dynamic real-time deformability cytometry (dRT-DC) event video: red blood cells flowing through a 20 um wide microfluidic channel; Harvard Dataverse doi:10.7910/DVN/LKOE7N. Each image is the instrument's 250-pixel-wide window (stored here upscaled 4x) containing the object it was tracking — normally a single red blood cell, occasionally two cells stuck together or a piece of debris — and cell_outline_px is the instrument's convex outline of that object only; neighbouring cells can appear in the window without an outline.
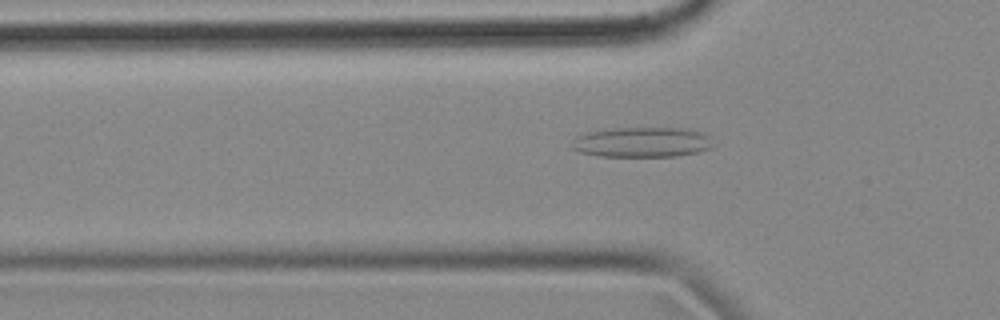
{"species": "common noctule bat (a hibernating species)", "species_latin": "Nyctalus noctula", "temperature_condition": "cold", "stored_images_in_passage": 47, "camera_frame_rate_fps": 3000, "um_per_image_px": 0.085, "animal": {"sex": "female", "body_mass_g": 18.4}, "frame": {"image": 1, "passage_image": 9, "time_ms": 2.667, "image_size_px": [1000, 320], "cell_outline_px": [[716, 144], [712, 148], [696, 152], [676, 156], [600, 156], [580, 152], [572, 148], [572, 140], [588, 132], [612, 128], [688, 128], [712, 136]], "centroid_in_image_um": [54.66, 12.08], "position_along_channel_um": 71.1, "area_um2": 24.91}}
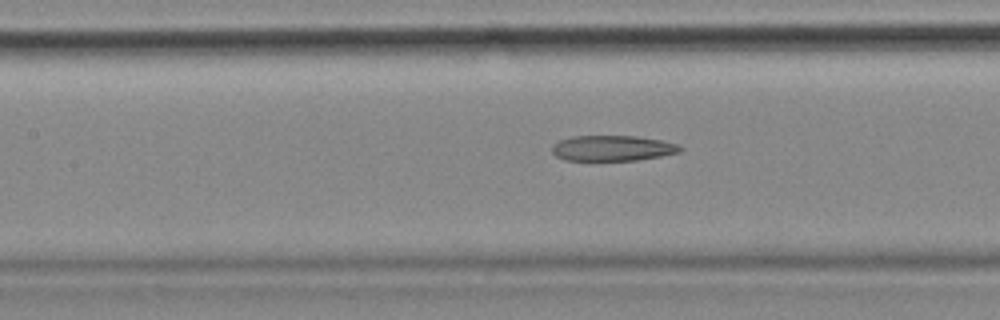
{"frame": {"image": 2, "passage_image": 16, "time_ms": 5.0, "image_size_px": [1000, 320], "cell_outline_px": [[684, 148], [680, 152], [660, 156], [636, 160], [564, 160], [556, 156], [552, 152], [552, 144], [560, 140], [572, 136], [636, 136], [660, 140], [676, 144]], "centroid_in_image_um": [52.03, 12.59], "position_along_channel_um": 155.4, "area_um2": 18.96}}
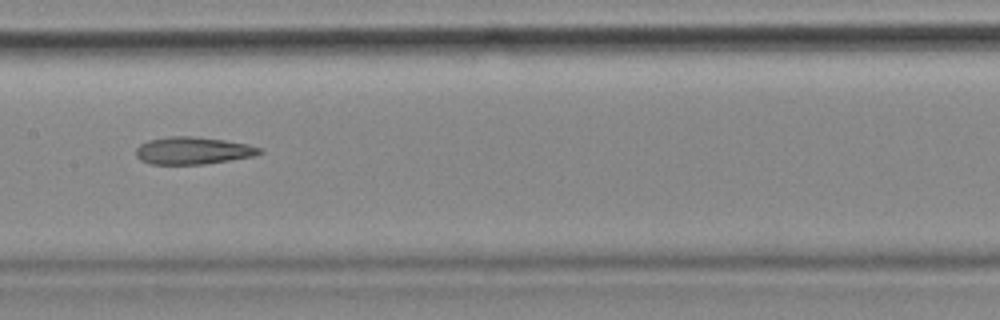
{"frame": {"image": 3, "passage_image": 19, "time_ms": 6.0, "image_size_px": [1000, 320], "cell_outline_px": [[264, 152], [256, 156], [204, 164], [148, 164], [140, 160], [136, 156], [136, 148], [140, 144], [148, 140], [168, 136], [192, 136], [224, 140], [248, 144], [260, 148]], "centroid_in_image_um": [16.39, 12.8], "position_along_channel_um": 191.0, "area_um2": 19.83}, "authors_computed_cell_mechanics": {"area_um2": 20.4034, "velocity_mm_per_s": 3.5904, "shape_relaxation_time_tau1_ms": null, "shape_relaxation_time_tau2_ms": 8.4729, "deformation_change_tau1": null, "deformation_change_tau2": 0.2307}}